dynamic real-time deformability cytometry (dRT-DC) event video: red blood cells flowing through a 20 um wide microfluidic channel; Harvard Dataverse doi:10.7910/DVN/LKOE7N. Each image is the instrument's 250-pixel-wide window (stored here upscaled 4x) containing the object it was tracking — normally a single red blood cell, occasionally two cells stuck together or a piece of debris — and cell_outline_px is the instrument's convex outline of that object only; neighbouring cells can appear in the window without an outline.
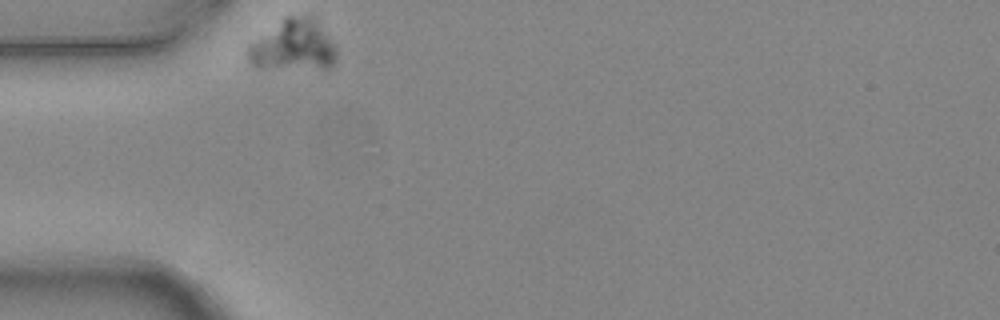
{"species": "common noctule bat (a hibernating species)", "species_latin": "Nyctalus noctula", "temperature_condition": "warm", "stored_images_in_passage": 2, "camera_frame_rate_fps": 3000, "um_per_image_px": 0.085, "animal": {"sex": "female", "body_mass_g": 24.6, "forearm_length_mm": 56.2}, "frame": {"image": 1, "passage_image": 1, "time_ms": 0.0, "image_size_px": [1000, 320], "cell_outline_px": [[336, 60], [328, 68], [252, 68], [244, 52], [248, 44], [252, 40], [284, 16], [308, 12], [316, 16], [336, 48]], "centroid_in_image_um": [24.87, 3.81], "position_along_channel_um": 60.1, "area_um2": 27.57}}
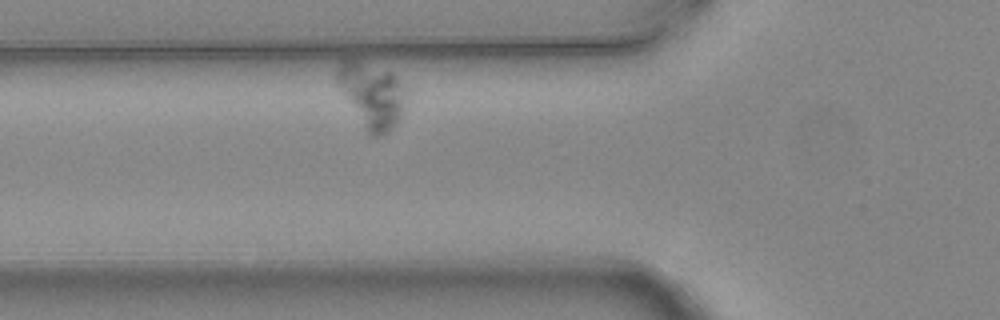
{"frame": {"image": 2, "passage_image": 2, "time_ms": 0.333, "image_size_px": [1000, 320], "cell_outline_px": [[408, 96], [400, 116], [392, 128], [388, 132], [380, 136], [372, 136], [368, 132], [336, 80], [336, 68], [340, 60], [356, 60], [392, 72], [408, 88]], "centroid_in_image_um": [31.67, 8.04], "position_along_channel_um": 94.1, "area_um2": 25.72}}